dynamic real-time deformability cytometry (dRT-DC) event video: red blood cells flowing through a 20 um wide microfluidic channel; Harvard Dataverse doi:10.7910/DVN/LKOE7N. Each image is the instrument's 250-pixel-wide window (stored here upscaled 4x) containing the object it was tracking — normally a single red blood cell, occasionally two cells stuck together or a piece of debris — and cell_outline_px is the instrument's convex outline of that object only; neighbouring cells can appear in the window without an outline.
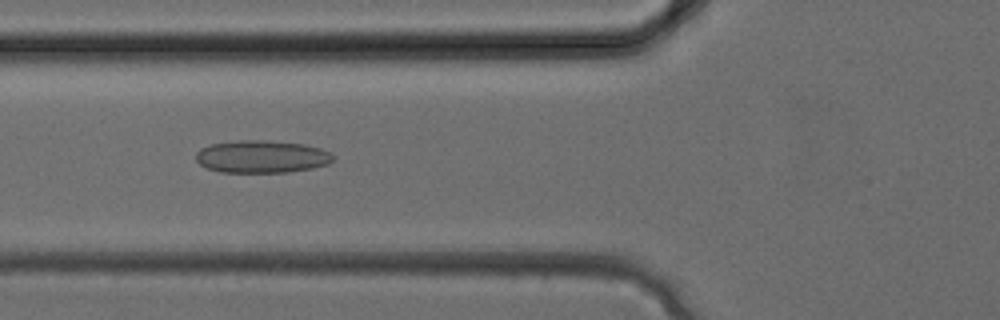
{"species": "common noctule bat (a hibernating species)", "species_latin": "Nyctalus noctula", "temperature_condition": "cold", "stored_images_in_passage": 10, "camera_frame_rate_fps": 3000, "um_per_image_px": 0.085, "animal": {"sex": "female", "body_mass_g": 24.6, "forearm_length_mm": 56.2}, "frame": {"image": 1, "passage_image": 6, "time_ms": 1.667, "image_size_px": [1000, 320], "cell_outline_px": [[332, 160], [328, 164], [312, 168], [288, 172], [220, 172], [208, 168], [200, 164], [196, 160], [196, 152], [200, 148], [212, 144], [240, 140], [264, 140], [304, 144], [320, 148], [332, 152]], "centroid_in_image_um": [22.24, 13.31], "position_along_channel_um": 103.6, "area_um2": 25.95}}
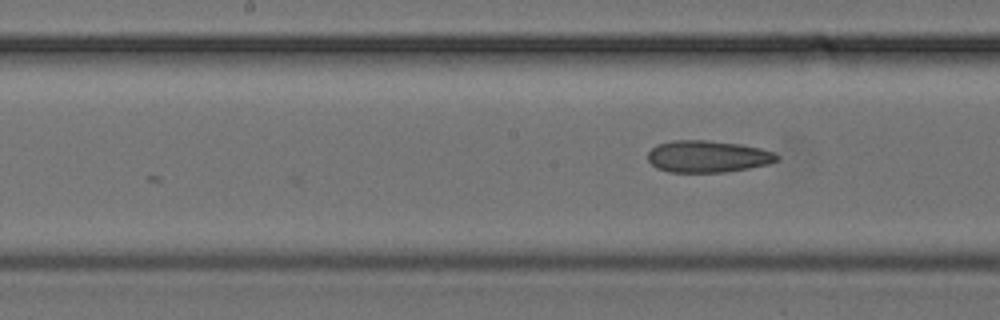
{"frame": {"image": 2, "passage_image": 10, "time_ms": 3.0, "image_size_px": [1000, 320], "cell_outline_px": [[780, 160], [768, 164], [748, 168], [724, 172], [668, 172], [656, 168], [648, 160], [648, 152], [656, 144], [672, 140], [708, 140], [740, 144], [760, 148], [776, 152], [780, 156]], "centroid_in_image_um": [60.17, 13.29], "position_along_channel_um": 188.0, "area_um2": 24.22}}